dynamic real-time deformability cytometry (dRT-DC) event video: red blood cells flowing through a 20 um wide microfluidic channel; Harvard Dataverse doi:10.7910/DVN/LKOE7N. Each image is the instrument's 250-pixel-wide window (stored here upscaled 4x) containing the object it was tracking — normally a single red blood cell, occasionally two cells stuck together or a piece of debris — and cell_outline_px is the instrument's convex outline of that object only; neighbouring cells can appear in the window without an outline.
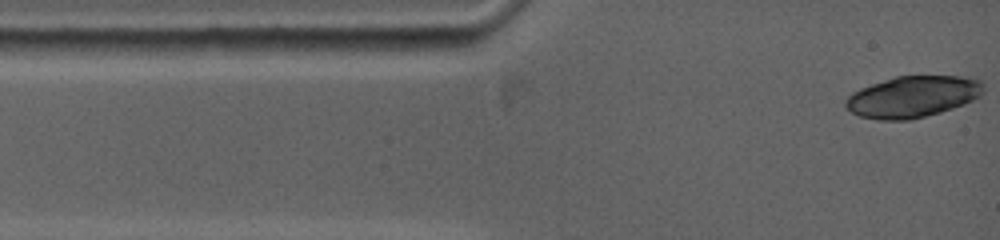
{"species": "common noctule bat (a hibernating species)", "species_latin": "Nyctalus noctula", "temperature_condition": "warm", "stored_images_in_passage": 9, "camera_frame_rate_fps": 5000, "um_per_image_px": 0.085, "animal": {"sex": "female", "body_mass_g": 19.0, "forearm_length_mm": 53.3}, "frame": {"image": 1, "passage_image": 1, "time_ms": 0.0, "image_size_px": [1000, 240], "cell_outline_px": [[984, 92], [980, 96], [964, 104], [940, 112], [912, 120], [876, 120], [860, 116], [852, 112], [844, 104], [848, 96], [852, 92], [860, 88], [896, 76], [972, 76], [980, 80], [984, 88]], "centroid_in_image_um": [77.6, 8.22], "position_along_channel_um": 7.4, "area_um2": 33.35}}